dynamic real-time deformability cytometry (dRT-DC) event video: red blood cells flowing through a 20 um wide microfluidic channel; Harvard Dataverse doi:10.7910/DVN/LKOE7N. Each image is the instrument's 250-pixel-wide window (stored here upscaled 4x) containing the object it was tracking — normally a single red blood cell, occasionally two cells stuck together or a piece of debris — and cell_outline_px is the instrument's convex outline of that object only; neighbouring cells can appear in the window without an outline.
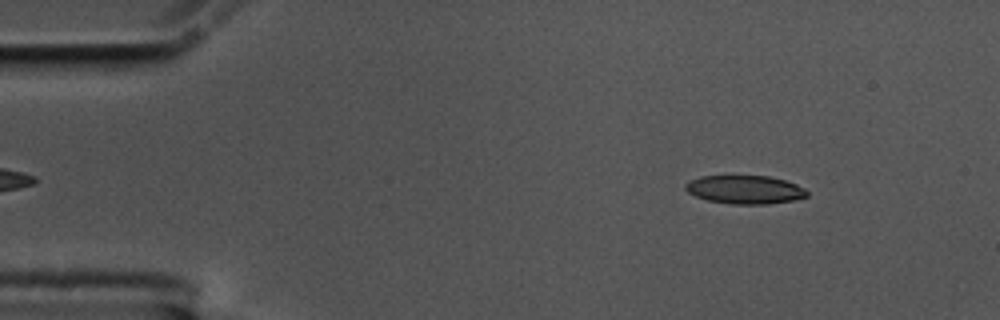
{"species": "common noctule bat (a hibernating species)", "species_latin": "Nyctalus noctula", "temperature_condition": "cold", "stored_images_in_passage": 55, "camera_frame_rate_fps": 3000, "um_per_image_px": 0.085, "animal": {"sex": "male", "body_mass_g": 17.5, "forearm_length_mm": 52.3}, "frame": {"image": 1, "passage_image": 5, "time_ms": 1.333, "image_size_px": [1000, 320], "cell_outline_px": [[808, 196], [792, 200], [768, 204], [732, 204], [708, 200], [696, 196], [688, 192], [684, 188], [684, 184], [688, 180], [700, 176], [768, 176], [784, 180], [796, 184], [804, 188], [808, 192]], "centroid_in_image_um": [63.29, 16.11], "position_along_channel_um": 21.7, "area_um2": 20.11}}
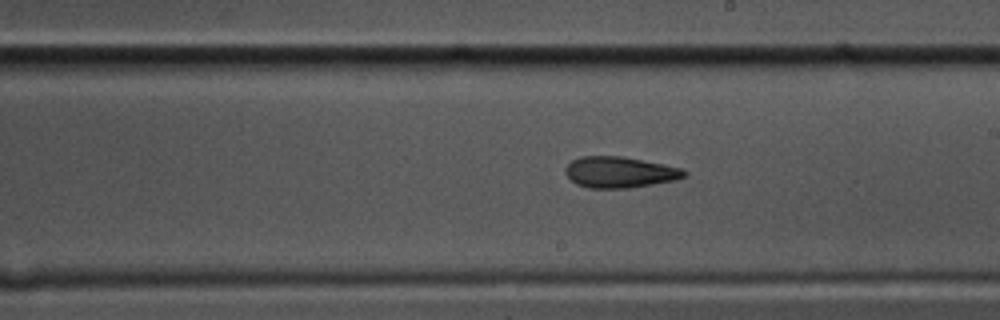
{"frame": {"image": 2, "passage_image": 30, "time_ms": 9.667, "image_size_px": [1000, 320], "cell_outline_px": [[688, 172], [684, 176], [676, 180], [628, 188], [588, 188], [576, 184], [564, 172], [564, 168], [572, 160], [580, 156], [620, 156], [664, 164], [684, 168]], "centroid_in_image_um": [52.67, 14.63], "position_along_channel_um": 236.3, "area_um2": 21.56}}
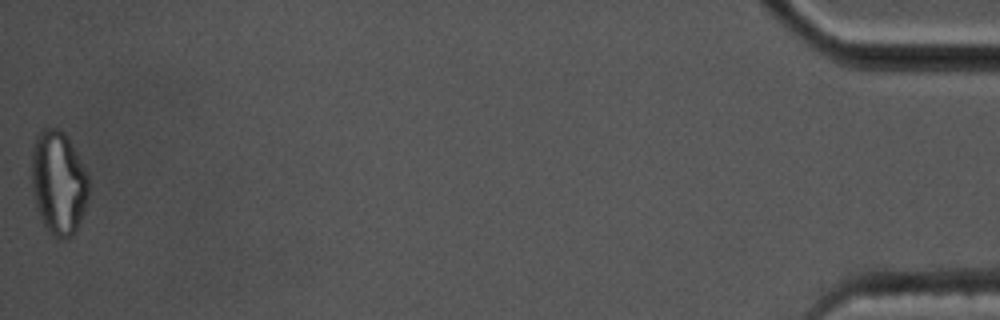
{"frame": {"image": 3, "passage_image": 55, "time_ms": 18.0, "image_size_px": [1000, 320], "cell_outline_px": [[88, 196], [84, 212], [76, 232], [72, 236], [56, 236], [44, 224], [36, 208], [32, 192], [32, 148], [36, 136], [44, 128], [56, 128], [64, 132], [68, 136], [88, 176]], "centroid_in_image_um": [4.97, 15.49], "position_along_channel_um": 430.2, "area_um2": 34.22}, "authors_computed_cell_mechanics": {"area_um2": 21.5594, "velocity_mm_per_s": 3.4933, "shape_relaxation_time_tau1_ms": 6.2003, "shape_relaxation_time_tau2_ms": 4.357, "deformation_change_tau1": 0.1816, "deformation_change_tau2": 0.1449}}